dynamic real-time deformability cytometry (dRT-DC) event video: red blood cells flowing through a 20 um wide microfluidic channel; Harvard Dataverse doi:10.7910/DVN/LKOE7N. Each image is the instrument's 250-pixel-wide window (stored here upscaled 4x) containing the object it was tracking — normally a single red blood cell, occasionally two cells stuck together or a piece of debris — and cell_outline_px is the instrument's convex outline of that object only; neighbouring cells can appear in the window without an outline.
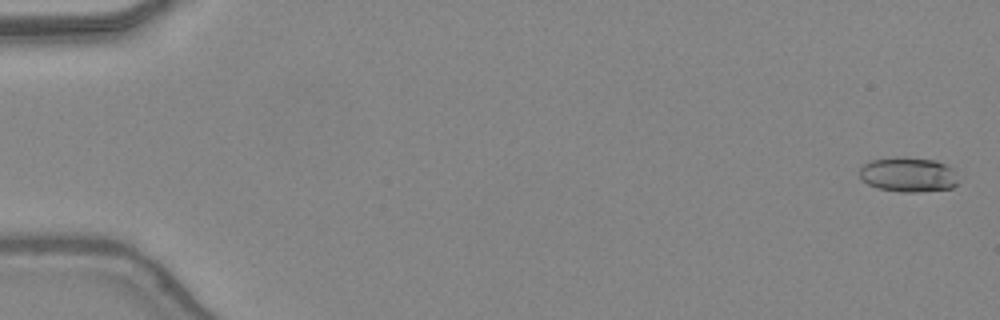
{"species": "common noctule bat (a hibernating species)", "species_latin": "Nyctalus noctula", "temperature_condition": "warm", "stored_images_in_passage": 48, "camera_frame_rate_fps": 3000, "um_per_image_px": 0.085, "animal": {"sex": "female", "body_mass_g": 24.6, "forearm_length_mm": 56.2}, "frame": {"image": 1, "passage_image": 2, "time_ms": 0.333, "image_size_px": [1000, 320], "cell_outline_px": [[956, 184], [952, 188], [916, 192], [900, 192], [880, 188], [868, 184], [860, 180], [860, 168], [868, 160], [896, 156], [936, 160], [952, 168], [956, 180]], "centroid_in_image_um": [77.14, 14.83], "position_along_channel_um": 7.9, "area_um2": 20.0}}
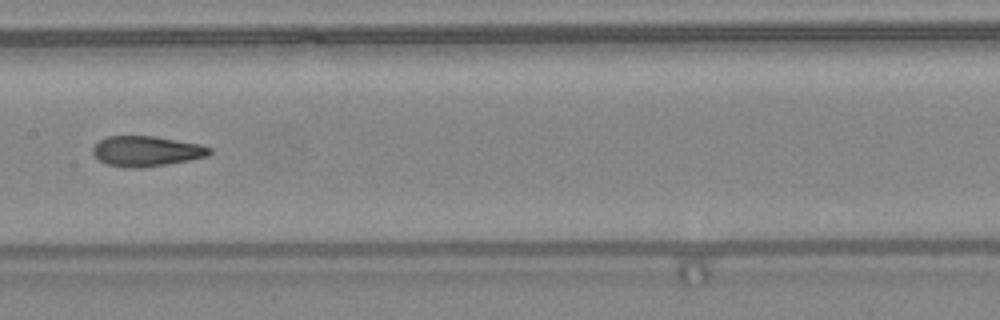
{"frame": {"image": 2, "passage_image": 26, "time_ms": 8.333, "image_size_px": [1000, 320], "cell_outline_px": [[212, 152], [208, 156], [188, 160], [140, 168], [124, 168], [108, 164], [100, 160], [92, 152], [92, 148], [100, 140], [108, 136], [156, 136], [200, 144], [212, 148]], "centroid_in_image_um": [12.46, 12.84], "position_along_channel_um": 194.9, "area_um2": 20.52}}
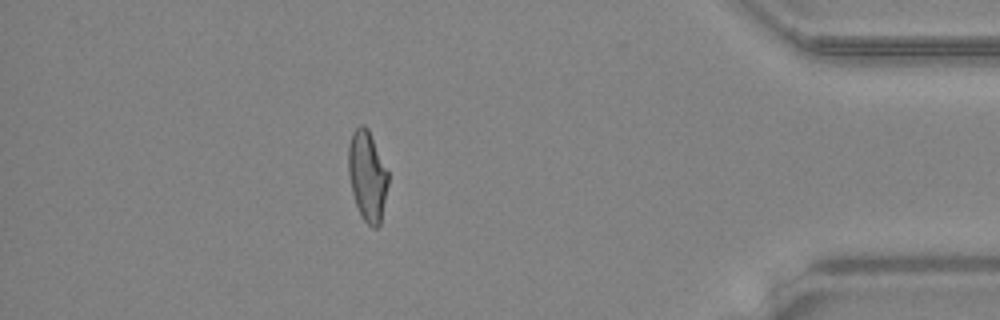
{"frame": {"image": 3, "passage_image": 43, "time_ms": 14.0, "image_size_px": [1000, 320], "cell_outline_px": [[388, 184], [380, 224], [376, 228], [372, 228], [360, 216], [352, 192], [348, 172], [348, 144], [352, 132], [360, 124], [364, 124], [368, 128], [388, 172]], "centroid_in_image_um": [31.21, 14.94], "position_along_channel_um": 404.0, "area_um2": 20.92}, "authors_computed_cell_mechanics": {"area_um2": 20.7502, "velocity_mm_per_s": 4.4315, "shape_relaxation_time_tau1_ms": null, "shape_relaxation_time_tau2_ms": 1.3969, "deformation_change_tau1": null, "deformation_change_tau2": 0.0922}}